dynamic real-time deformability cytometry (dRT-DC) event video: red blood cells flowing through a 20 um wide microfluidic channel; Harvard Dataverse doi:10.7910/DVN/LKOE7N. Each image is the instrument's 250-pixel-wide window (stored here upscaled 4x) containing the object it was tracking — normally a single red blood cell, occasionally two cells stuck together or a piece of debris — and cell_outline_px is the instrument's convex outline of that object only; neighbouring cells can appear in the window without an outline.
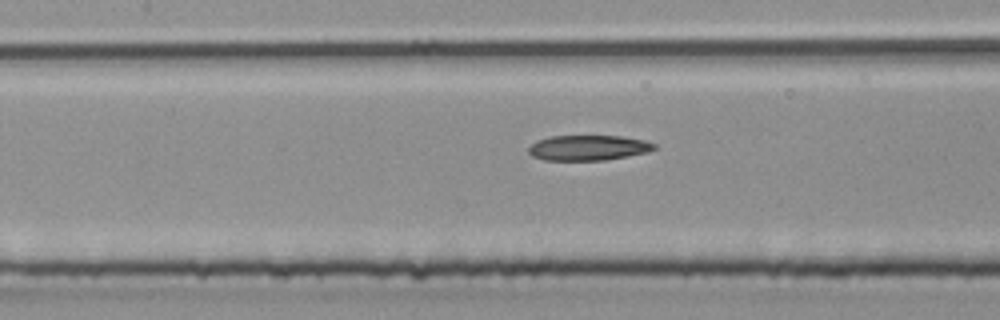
{"species": "common noctule bat (a hibernating species)", "species_latin": "Nyctalus noctula", "temperature_condition": "room temperature", "stored_images_in_passage": 27, "camera_frame_rate_fps": 3000, "um_per_image_px": 0.085, "animal": {"sex": "male", "body_mass_g": 20.4}, "frame": {"image": 1, "passage_image": 20, "time_ms": 6.333, "image_size_px": [1000, 320], "cell_outline_px": [[656, 148], [648, 152], [608, 160], [544, 160], [532, 156], [528, 152], [528, 148], [536, 140], [548, 136], [624, 136], [644, 140], [656, 144]], "centroid_in_image_um": [50.0, 12.56], "position_along_channel_um": 157.4, "area_um2": 18.67}}
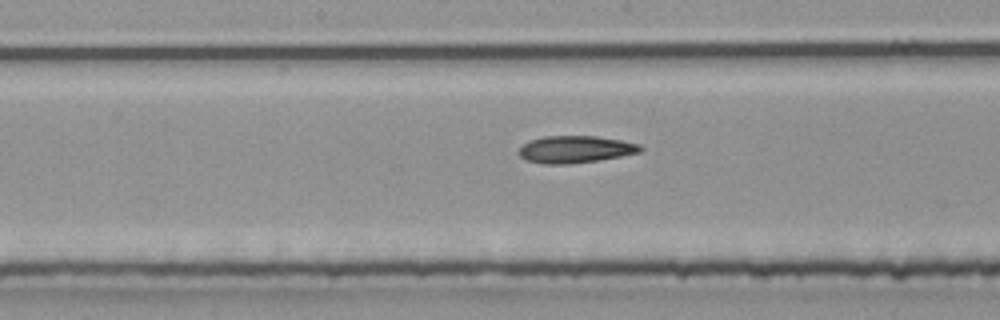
{"frame": {"image": 2, "passage_image": 23, "time_ms": 7.333, "image_size_px": [1000, 320], "cell_outline_px": [[644, 148], [640, 152], [600, 160], [568, 164], [544, 164], [528, 160], [520, 156], [516, 152], [528, 140], [544, 136], [596, 136], [620, 140], [640, 144]], "centroid_in_image_um": [48.89, 12.69], "position_along_channel_um": 199.3, "area_um2": 19.25}}